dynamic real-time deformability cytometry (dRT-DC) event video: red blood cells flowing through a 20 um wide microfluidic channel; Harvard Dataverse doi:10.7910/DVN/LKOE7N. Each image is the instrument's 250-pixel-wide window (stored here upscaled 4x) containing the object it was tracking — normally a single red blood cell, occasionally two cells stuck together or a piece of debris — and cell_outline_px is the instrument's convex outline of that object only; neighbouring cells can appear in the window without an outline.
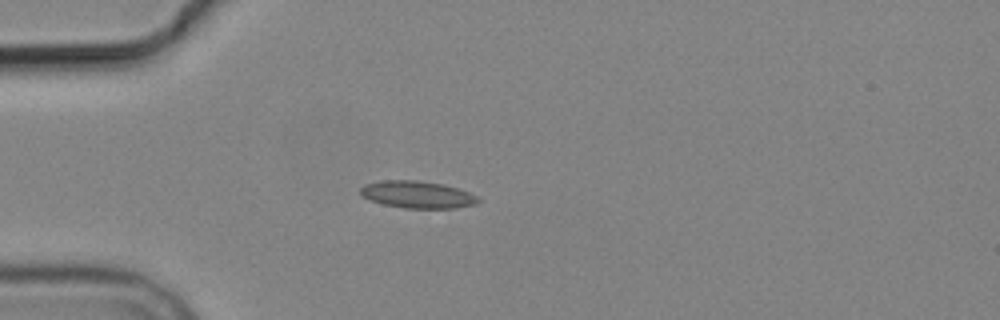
{"species": "common noctule bat (a hibernating species)", "species_latin": "Nyctalus noctula", "temperature_condition": "cold", "stored_images_in_passage": 6, "camera_frame_rate_fps": 3000, "um_per_image_px": 0.085, "animal": {"sex": "male", "body_mass_g": 19.2, "forearm_length_mm": 51.8}, "frame": {"image": 1, "passage_image": 1, "time_ms": 0.0, "image_size_px": [1000, 320], "cell_outline_px": [[480, 200], [476, 204], [456, 208], [404, 208], [384, 204], [368, 200], [360, 192], [360, 188], [364, 184], [384, 180], [416, 180], [444, 184], [468, 192], [476, 196]], "centroid_in_image_um": [35.46, 16.54], "position_along_channel_um": 49.5, "area_um2": 18.55}}
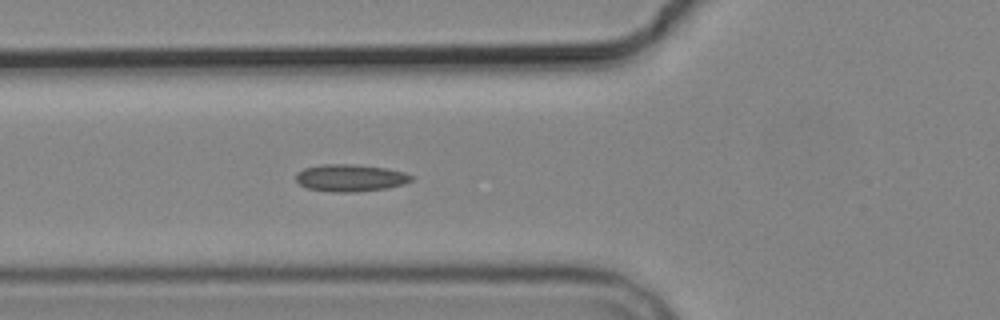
{"frame": {"image": 2, "passage_image": 6, "time_ms": 1.667, "image_size_px": [1000, 320], "cell_outline_px": [[416, 176], [412, 180], [404, 184], [388, 188], [356, 192], [332, 192], [308, 188], [300, 184], [296, 180], [296, 172], [304, 168], [320, 164], [352, 164], [384, 168], [404, 172]], "centroid_in_image_um": [29.79, 15.12], "position_along_channel_um": 96.0, "area_um2": 18.38}}